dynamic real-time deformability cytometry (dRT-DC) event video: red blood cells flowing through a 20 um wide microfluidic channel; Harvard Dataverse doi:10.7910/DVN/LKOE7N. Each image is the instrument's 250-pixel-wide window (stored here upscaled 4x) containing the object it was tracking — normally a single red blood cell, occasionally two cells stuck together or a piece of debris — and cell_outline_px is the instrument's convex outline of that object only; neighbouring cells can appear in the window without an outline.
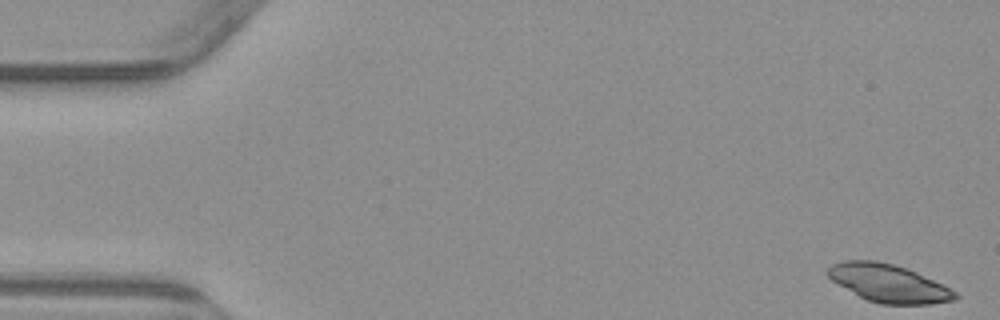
{"species": "common noctule bat (a hibernating species)", "species_latin": "Nyctalus noctula", "temperature_condition": "warm", "stored_images_in_passage": 5, "camera_frame_rate_fps": 3000, "um_per_image_px": 0.085, "animal": {"sex": "male", "body_mass_g": 23.1, "forearm_length_mm": 52.7}, "frame": {"image": 1, "passage_image": 1, "time_ms": 0.0, "image_size_px": [1000, 320], "cell_outline_px": [[960, 296], [956, 300], [932, 304], [880, 304], [868, 300], [860, 296], [832, 280], [824, 272], [832, 264], [844, 260], [872, 260], [892, 264], [916, 272], [956, 292]], "centroid_in_image_um": [75.52, 24.08], "position_along_channel_um": 9.5, "area_um2": 27.69}}